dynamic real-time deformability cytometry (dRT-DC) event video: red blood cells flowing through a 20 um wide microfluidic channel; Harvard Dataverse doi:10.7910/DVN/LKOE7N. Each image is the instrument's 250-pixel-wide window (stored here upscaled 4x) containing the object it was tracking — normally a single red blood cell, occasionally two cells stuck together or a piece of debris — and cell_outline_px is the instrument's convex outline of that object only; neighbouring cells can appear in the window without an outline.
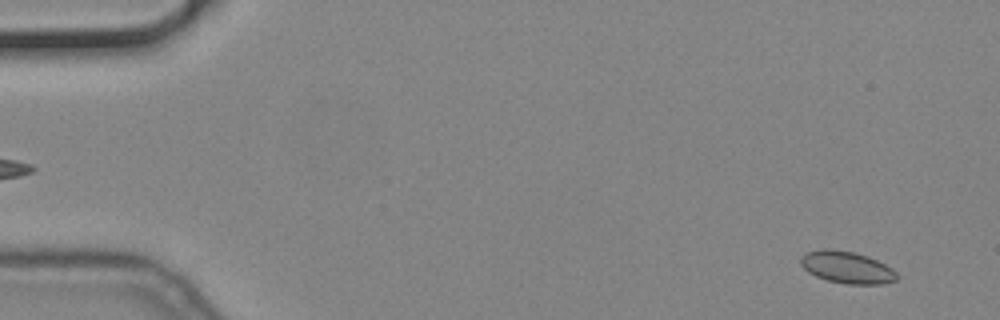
{"species": "common noctule bat (a hibernating species)", "species_latin": "Nyctalus noctula", "temperature_condition": "cold", "stored_images_in_passage": 56, "camera_frame_rate_fps": 3000, "um_per_image_px": 0.085, "animal": {"sex": "male", "body_mass_g": 19.2, "forearm_length_mm": 51.8}, "frame": {"image": 1, "passage_image": 3, "time_ms": 0.667, "image_size_px": [1000, 320], "cell_outline_px": [[900, 276], [896, 280], [884, 284], [848, 284], [828, 280], [816, 276], [808, 272], [800, 264], [800, 256], [808, 252], [824, 248], [852, 252], [868, 256], [892, 268]], "centroid_in_image_um": [72.0, 22.73], "position_along_channel_um": 13.0, "area_um2": 17.86}}
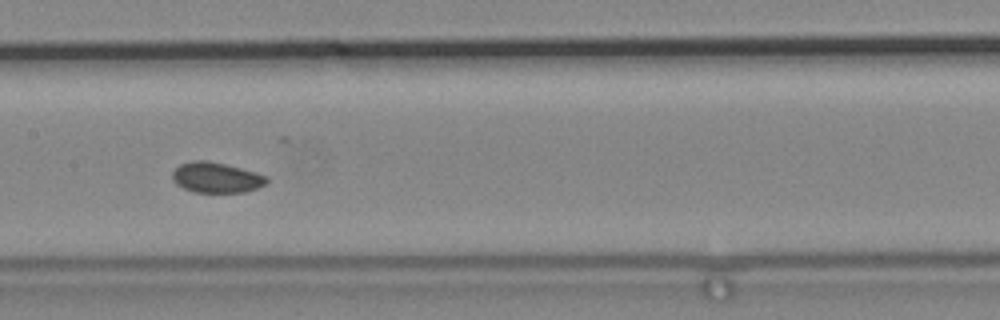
{"frame": {"image": 2, "passage_image": 28, "time_ms": 9.0, "image_size_px": [1000, 320], "cell_outline_px": [[268, 180], [264, 184], [256, 188], [244, 192], [192, 192], [176, 184], [172, 180], [172, 172], [180, 164], [192, 160], [208, 160], [256, 172], [268, 176]], "centroid_in_image_um": [18.36, 15.08], "position_along_channel_um": 189.0, "area_um2": 16.7}}
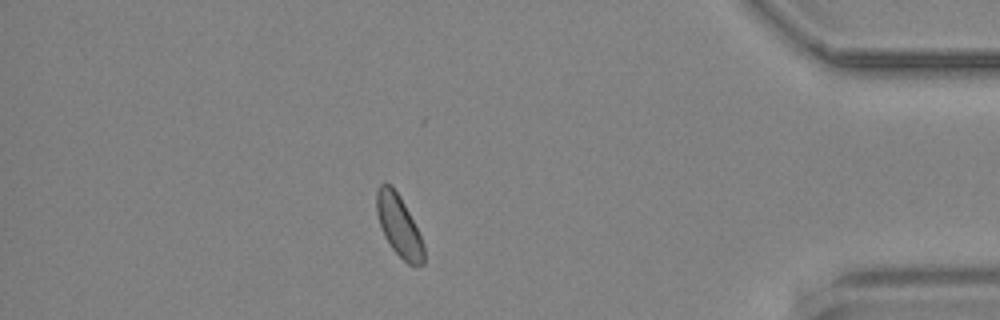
{"frame": {"image": 3, "passage_image": 49, "time_ms": 16.0, "image_size_px": [1000, 320], "cell_outline_px": [[424, 264], [416, 268], [408, 264], [392, 248], [384, 236], [376, 212], [376, 192], [380, 184], [384, 180], [392, 184], [400, 196], [424, 244]], "centroid_in_image_um": [33.89, 19.17], "position_along_channel_um": 401.3, "area_um2": 16.94}}